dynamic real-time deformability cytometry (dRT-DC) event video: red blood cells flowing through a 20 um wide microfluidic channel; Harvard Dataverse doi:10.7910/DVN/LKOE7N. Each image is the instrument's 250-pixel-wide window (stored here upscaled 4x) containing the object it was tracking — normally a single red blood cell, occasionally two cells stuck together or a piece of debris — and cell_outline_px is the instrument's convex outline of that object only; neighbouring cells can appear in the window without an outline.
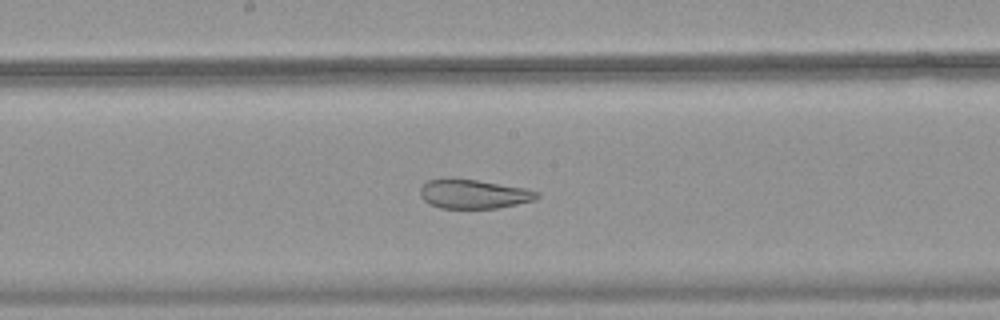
{"species": "common noctule bat (a hibernating species)", "species_latin": "Nyctalus noctula", "temperature_condition": "warm", "stored_images_in_passage": 51, "camera_frame_rate_fps": 3000, "um_per_image_px": 0.085, "animal": {"sex": "female", "body_mass_g": 18.4}, "frame": {"image": 1, "passage_image": 28, "time_ms": 9.0, "image_size_px": [1000, 320], "cell_outline_px": [[540, 196], [536, 200], [496, 208], [440, 208], [428, 204], [420, 196], [420, 188], [428, 180], [476, 180], [524, 188], [540, 192]], "centroid_in_image_um": [40.28, 16.52], "position_along_channel_um": 207.9, "area_um2": 19.42}}
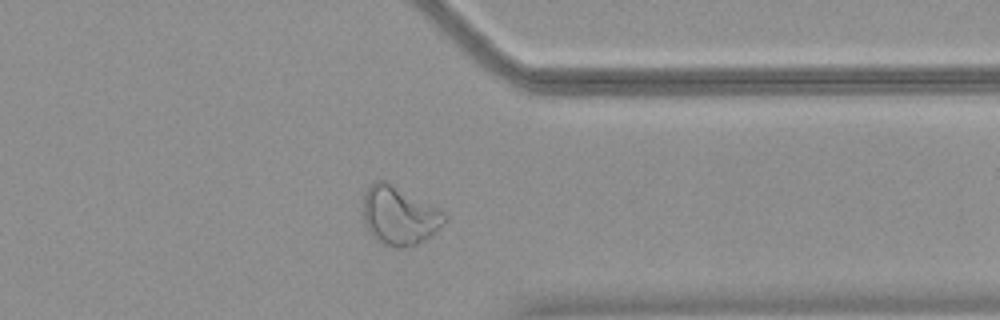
{"frame": {"image": 2, "passage_image": 41, "time_ms": 13.333, "image_size_px": [1000, 320], "cell_outline_px": [[448, 220], [424, 240], [416, 244], [400, 248], [384, 244], [376, 240], [368, 232], [364, 220], [364, 192], [376, 180], [384, 180], [444, 212], [448, 216]], "centroid_in_image_um": [33.92, 18.34], "position_along_channel_um": 377.5, "area_um2": 27.22}}
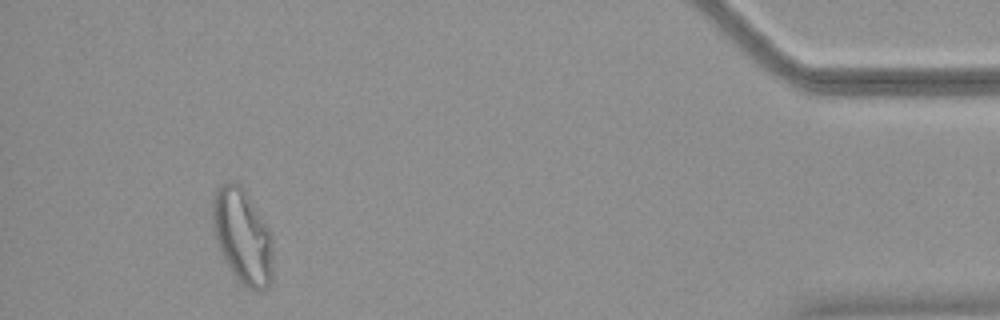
{"frame": {"image": 3, "passage_image": 48, "time_ms": 15.667, "image_size_px": [1000, 320], "cell_outline_px": [[272, 276], [268, 284], [260, 292], [244, 288], [232, 272], [224, 260], [216, 240], [212, 224], [212, 200], [216, 188], [220, 184], [228, 180], [236, 180], [244, 188], [272, 232]], "centroid_in_image_um": [20.6, 20.04], "position_along_channel_um": 414.6, "area_um2": 34.04}}